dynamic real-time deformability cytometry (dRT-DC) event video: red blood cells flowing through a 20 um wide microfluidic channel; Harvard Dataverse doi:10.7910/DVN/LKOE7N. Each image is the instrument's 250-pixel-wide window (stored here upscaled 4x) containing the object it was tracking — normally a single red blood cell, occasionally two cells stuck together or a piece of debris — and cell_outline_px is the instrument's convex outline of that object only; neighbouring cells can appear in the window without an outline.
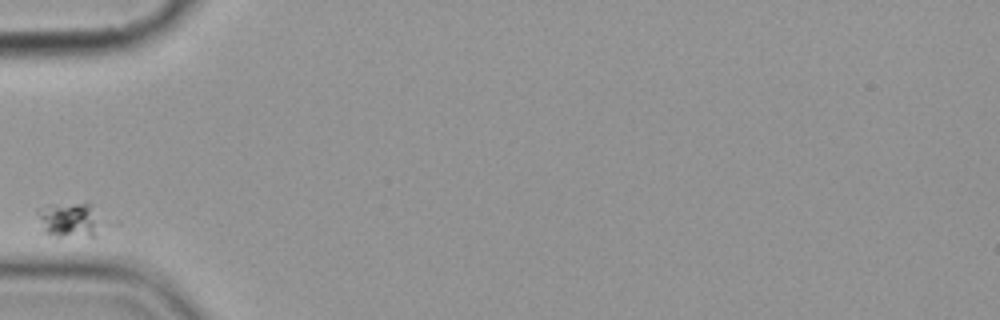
{"species": "common noctule bat (a hibernating species)", "species_latin": "Nyctalus noctula", "temperature_condition": "cold", "stored_images_in_passage": 5, "camera_frame_rate_fps": 3000, "um_per_image_px": 0.085, "animal": {"sex": "female", "body_mass_g": 19.9}, "frame": {"image": 1, "passage_image": 1, "time_ms": 0.0, "image_size_px": [1000, 320], "cell_outline_px": [[100, 224], [96, 236], [56, 236], [40, 232], [36, 212], [36, 208], [88, 200]], "centroid_in_image_um": [5.81, 18.68], "position_along_channel_um": 79.2, "area_um2": 13.29}}
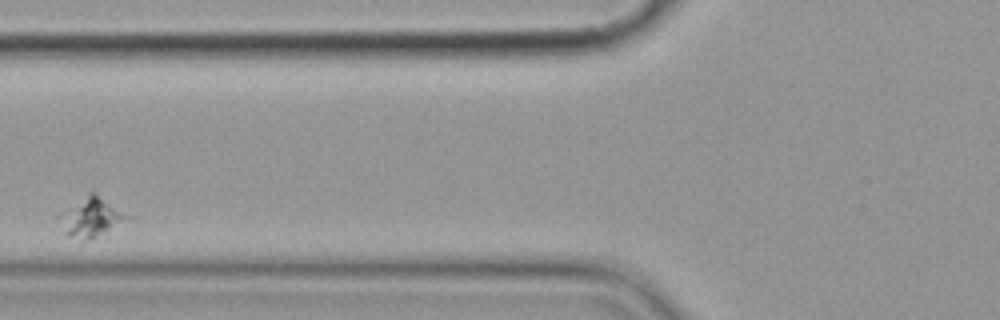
{"frame": {"image": 2, "passage_image": 2, "time_ms": 1.333, "image_size_px": [1000, 320], "cell_outline_px": [[136, 216], [92, 236], [88, 236], [64, 232], [88, 192], [92, 192]], "centroid_in_image_um": [8.2, 18.38], "position_along_channel_um": 117.6, "area_um2": 12.08}}
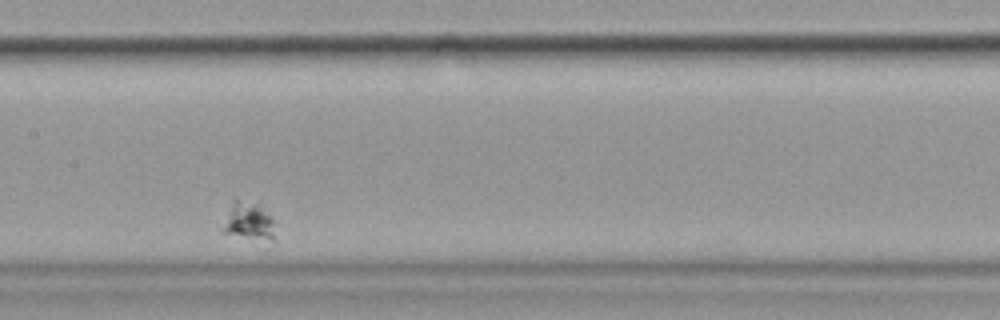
{"frame": {"image": 3, "passage_image": 4, "time_ms": 3.667, "image_size_px": [1000, 320], "cell_outline_px": [[272, 240], [224, 232], [220, 228], [232, 196], [236, 196], [256, 204], [272, 220]], "centroid_in_image_um": [20.97, 18.68], "position_along_channel_um": 186.4, "area_um2": 11.04}}